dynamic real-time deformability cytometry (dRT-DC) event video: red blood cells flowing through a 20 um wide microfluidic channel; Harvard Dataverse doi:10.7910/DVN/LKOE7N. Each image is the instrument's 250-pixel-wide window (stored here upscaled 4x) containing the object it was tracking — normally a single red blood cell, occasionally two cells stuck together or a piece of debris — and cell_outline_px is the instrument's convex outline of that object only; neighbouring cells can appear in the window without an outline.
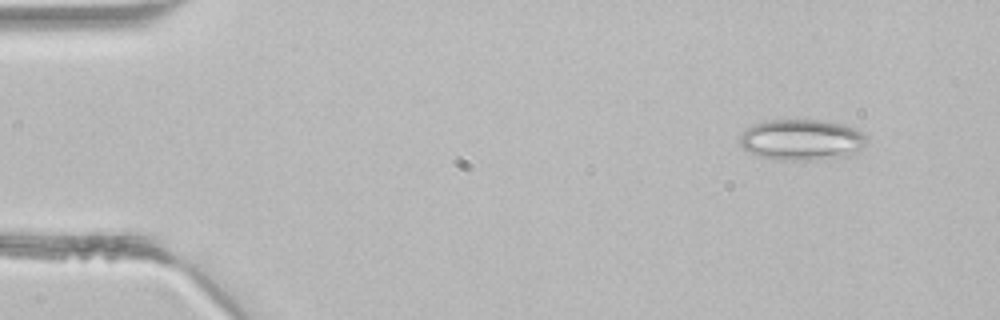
{"species": "common noctule bat (a hibernating species)", "species_latin": "Nyctalus noctula", "temperature_condition": "room temperature", "stored_images_in_passage": 4, "camera_frame_rate_fps": 3000, "um_per_image_px": 0.085, "animal": {"sex": "male", "body_mass_g": 21.5, "forearm_length_mm": 52.0}, "frame": {"image": 1, "passage_image": 4, "time_ms": 1.0, "image_size_px": [1000, 320], "cell_outline_px": [[868, 144], [856, 156], [796, 160], [776, 160], [760, 156], [748, 152], [740, 144], [740, 136], [744, 128], [752, 124], [764, 120], [824, 120], [844, 124], [856, 128], [864, 132], [868, 136]], "centroid_in_image_um": [68.22, 11.87], "position_along_channel_um": 16.8, "area_um2": 31.15}}